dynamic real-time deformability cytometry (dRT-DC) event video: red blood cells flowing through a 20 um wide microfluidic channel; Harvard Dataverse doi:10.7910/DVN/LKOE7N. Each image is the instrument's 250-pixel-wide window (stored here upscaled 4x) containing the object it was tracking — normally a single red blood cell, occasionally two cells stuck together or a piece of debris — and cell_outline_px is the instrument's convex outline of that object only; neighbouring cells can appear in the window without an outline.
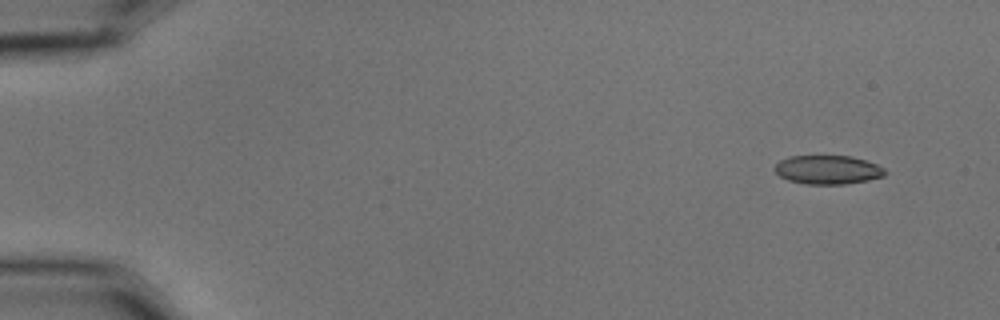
{"species": "common noctule bat (a hibernating species)", "species_latin": "Nyctalus noctula", "temperature_condition": "cold", "stored_images_in_passage": 6, "camera_frame_rate_fps": 3000, "um_per_image_px": 0.085, "animal": {"sex": "male", "body_mass_g": 15.6}, "frame": {"image": 1, "passage_image": 2, "time_ms": 0.333, "image_size_px": [1000, 320], "cell_outline_px": [[888, 172], [884, 176], [868, 180], [844, 184], [808, 184], [788, 180], [780, 176], [772, 168], [780, 160], [788, 156], [852, 156], [876, 164], [884, 168]], "centroid_in_image_um": [70.36, 14.42], "position_along_channel_um": 14.6, "area_um2": 18.55}}
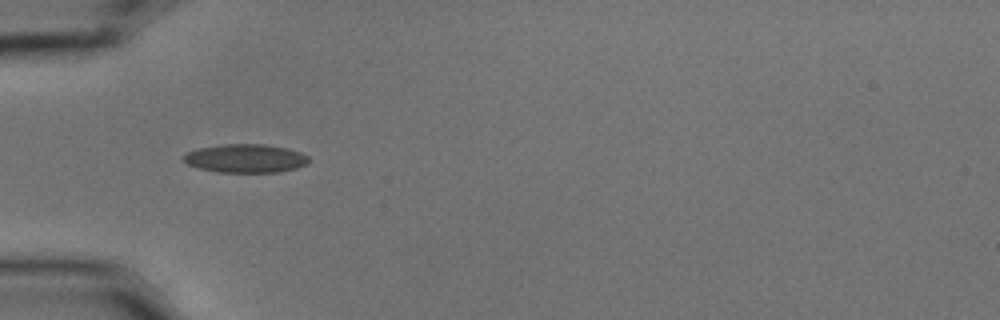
{"frame": {"image": 2, "passage_image": 5, "time_ms": 1.333, "image_size_px": [1000, 320], "cell_outline_px": [[308, 164], [296, 168], [280, 172], [216, 172], [200, 168], [188, 164], [184, 160], [184, 156], [188, 152], [200, 148], [224, 144], [264, 144], [288, 148], [300, 152], [308, 156]], "centroid_in_image_um": [20.92, 13.46], "position_along_channel_um": 64.1, "area_um2": 20.69}}
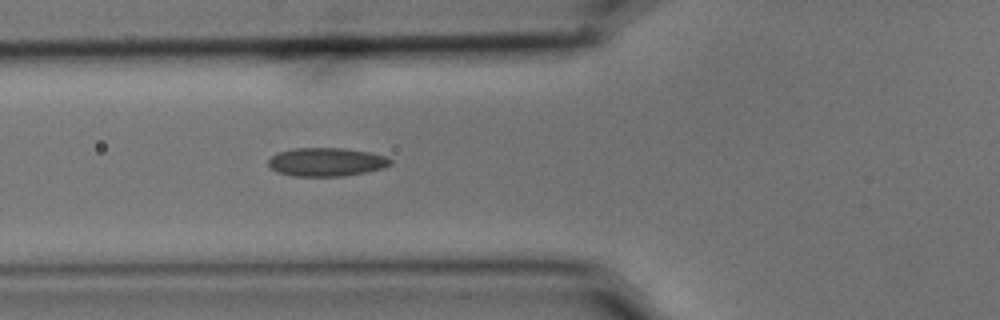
{"frame": {"image": 3, "passage_image": 6, "time_ms": 1.667, "image_size_px": [1000, 320], "cell_outline_px": [[392, 164], [384, 168], [344, 176], [292, 176], [276, 172], [268, 164], [268, 160], [276, 152], [292, 148], [344, 148], [372, 152], [388, 156], [392, 160]], "centroid_in_image_um": [27.76, 13.76], "position_along_channel_um": 98.0, "area_um2": 20.58}}